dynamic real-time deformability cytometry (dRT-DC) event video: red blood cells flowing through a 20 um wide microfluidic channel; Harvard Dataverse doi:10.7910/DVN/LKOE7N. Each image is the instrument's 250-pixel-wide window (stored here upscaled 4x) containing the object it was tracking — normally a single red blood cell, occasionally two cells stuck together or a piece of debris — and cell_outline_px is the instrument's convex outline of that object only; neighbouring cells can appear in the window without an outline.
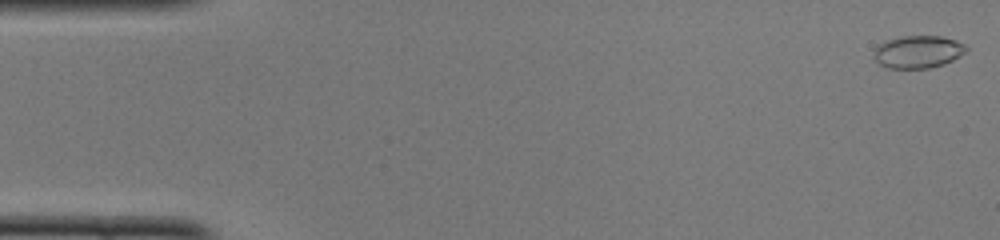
{"species": "common noctule bat (a hibernating species)", "species_latin": "Nyctalus noctula", "temperature_condition": "cold", "stored_images_in_passage": 49, "camera_frame_rate_fps": 3000, "um_per_image_px": 0.085, "animal": {"sex": "female", "body_mass_g": 22.0, "forearm_length_mm": 56.7}, "frame": {"image": 1, "passage_image": 1, "time_ms": 0.0, "image_size_px": [1000, 240], "cell_outline_px": [[968, 52], [944, 64], [928, 68], [888, 68], [880, 64], [872, 56], [872, 52], [884, 40], [900, 36], [940, 36], [956, 40], [964, 44], [968, 48]], "centroid_in_image_um": [78.03, 4.4], "position_along_channel_um": 7.0, "area_um2": 17.69}}
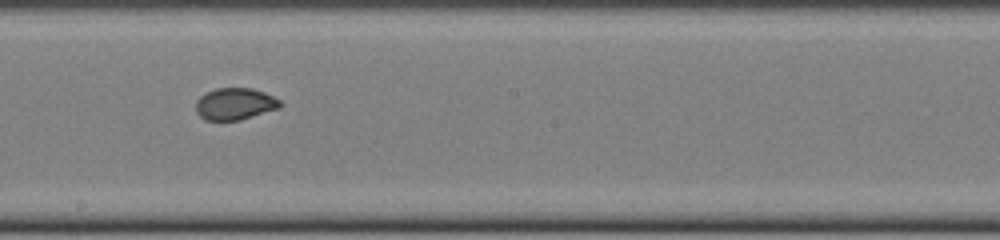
{"frame": {"image": 2, "passage_image": 27, "time_ms": 8.667, "image_size_px": [1000, 240], "cell_outline_px": [[284, 104], [280, 108], [240, 120], [204, 120], [196, 112], [196, 100], [204, 92], [216, 88], [252, 88], [264, 92], [280, 100]], "centroid_in_image_um": [19.97, 8.83], "position_along_channel_um": 228.2, "area_um2": 15.84}}
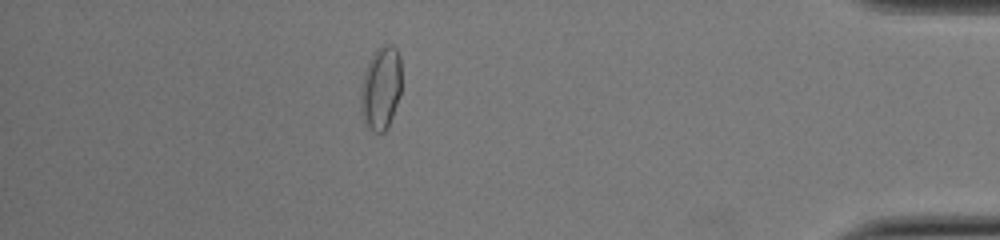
{"frame": {"image": 3, "passage_image": 43, "time_ms": 14.0, "image_size_px": [1000, 240], "cell_outline_px": [[400, 96], [388, 128], [384, 132], [372, 132], [364, 124], [360, 108], [360, 84], [364, 72], [376, 48], [388, 44], [392, 44], [396, 48], [400, 56]], "centroid_in_image_um": [32.35, 7.52], "position_along_channel_um": 402.8, "area_um2": 20.11}}